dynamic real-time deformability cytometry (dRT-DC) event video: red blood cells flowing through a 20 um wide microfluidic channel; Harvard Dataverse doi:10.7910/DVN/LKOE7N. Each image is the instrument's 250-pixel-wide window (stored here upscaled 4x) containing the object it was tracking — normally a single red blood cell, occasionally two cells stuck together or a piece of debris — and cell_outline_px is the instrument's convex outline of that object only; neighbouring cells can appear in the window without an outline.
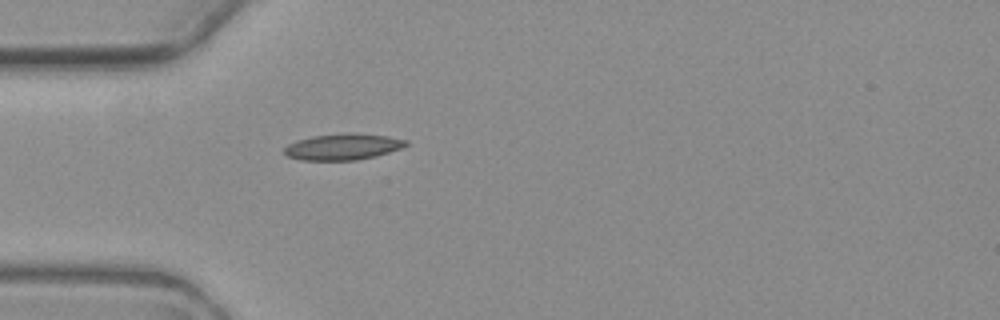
{"species": "common noctule bat (a hibernating species)", "species_latin": "Nyctalus noctula", "temperature_condition": "warm", "stored_images_in_passage": 1, "camera_frame_rate_fps": 3000, "um_per_image_px": 0.085, "animal": {"sex": "female", "body_mass_g": 19.3, "forearm_length_mm": 54.1}, "frame": {"image": 1, "passage_image": 1, "time_ms": 0.0, "image_size_px": [1000, 320], "cell_outline_px": [[408, 144], [400, 148], [376, 156], [356, 160], [300, 160], [288, 156], [284, 152], [284, 148], [288, 144], [296, 140], [312, 136], [352, 132], [388, 136], [408, 140]], "centroid_in_image_um": [29.14, 12.47], "position_along_channel_um": 55.9, "area_um2": 18.61}}